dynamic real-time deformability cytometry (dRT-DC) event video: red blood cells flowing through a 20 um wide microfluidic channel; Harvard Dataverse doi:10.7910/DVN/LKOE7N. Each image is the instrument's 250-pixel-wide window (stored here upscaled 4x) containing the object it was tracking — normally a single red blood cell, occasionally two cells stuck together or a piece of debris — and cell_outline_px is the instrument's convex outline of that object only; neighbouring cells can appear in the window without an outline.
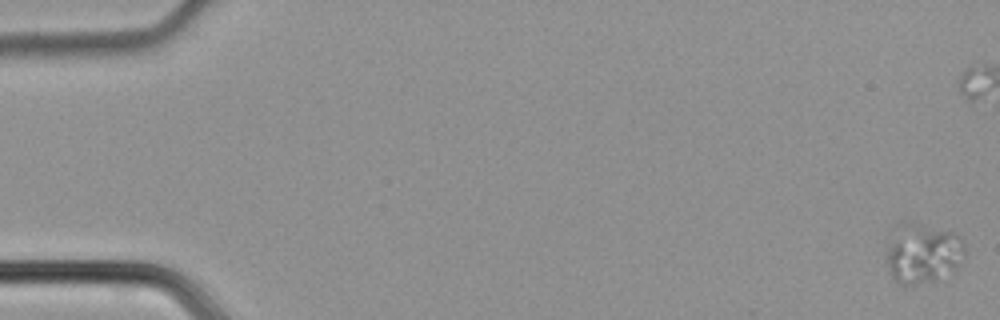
{"species": "common noctule bat (a hibernating species)", "species_latin": "Nyctalus noctula", "temperature_condition": "cold", "stored_images_in_passage": 33, "camera_frame_rate_fps": 3000, "um_per_image_px": 0.085, "animal": {"sex": "male", "body_mass_g": 21.5, "forearm_length_mm": 52.0}, "frame": {"image": 1, "passage_image": 1, "time_ms": 0.0, "image_size_px": [1000, 320], "cell_outline_px": [[964, 256], [956, 268], [936, 280], [916, 284], [900, 284], [892, 276], [888, 268], [888, 244], [904, 224], [908, 220], [952, 232], [960, 236], [964, 244]], "centroid_in_image_um": [78.48, 21.54], "position_along_channel_um": 6.5, "area_um2": 26.59}}
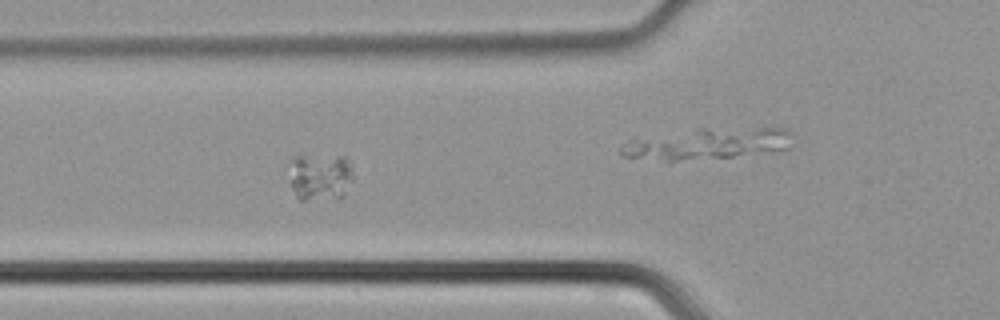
{"frame": {"image": 2, "passage_image": 19, "time_ms": 6.0, "image_size_px": [1000, 320], "cell_outline_px": [[352, 180], [344, 196], [304, 200], [300, 200], [296, 196], [292, 188], [292, 156], [344, 156], [352, 164]], "centroid_in_image_um": [27.26, 15.02], "position_along_channel_um": 98.5, "area_um2": 17.28}}
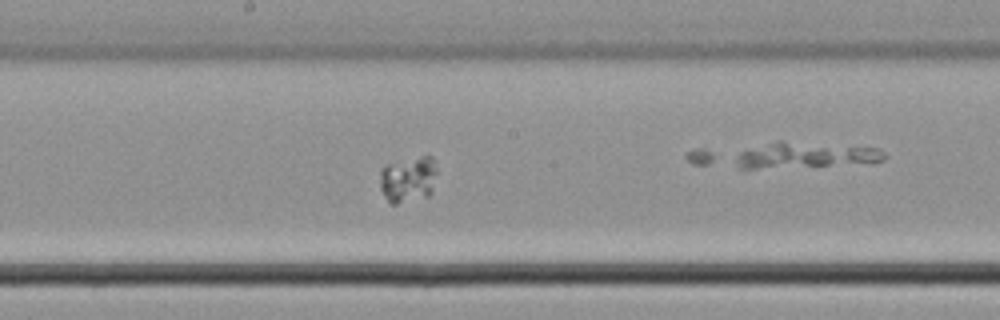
{"frame": {"image": 3, "passage_image": 27, "time_ms": 8.667, "image_size_px": [1000, 320], "cell_outline_px": [[436, 172], [432, 192], [428, 196], [396, 204], [388, 204], [380, 188], [380, 172], [388, 164], [420, 156], [432, 156], [436, 168]], "centroid_in_image_um": [34.69, 15.27], "position_along_channel_um": 213.5, "area_um2": 15.32}}